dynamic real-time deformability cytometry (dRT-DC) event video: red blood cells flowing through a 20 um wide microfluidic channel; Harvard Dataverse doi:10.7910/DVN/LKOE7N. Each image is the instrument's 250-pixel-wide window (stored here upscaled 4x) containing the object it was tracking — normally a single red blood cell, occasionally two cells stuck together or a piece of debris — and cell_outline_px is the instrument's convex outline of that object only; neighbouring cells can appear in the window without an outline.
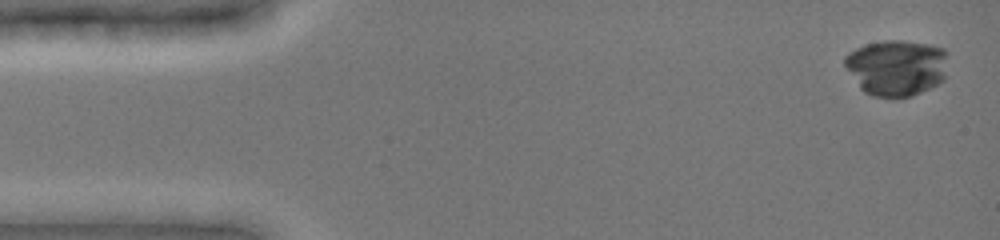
{"species": "common noctule bat (a hibernating species)", "species_latin": "Nyctalus noctula", "temperature_condition": "cold", "stored_images_in_passage": 13, "camera_frame_rate_fps": 3000, "um_per_image_px": 0.085, "animal": {"sex": "female", "body_mass_g": 19.0, "forearm_length_mm": 51.5}, "frame": {"image": 1, "passage_image": 1, "time_ms": 0.0, "image_size_px": [1000, 240], "cell_outline_px": [[948, 52], [944, 80], [912, 96], [872, 96], [864, 92], [860, 88], [844, 64], [844, 56], [848, 52], [856, 48], [868, 44], [884, 40], [900, 40], [928, 44], [944, 48]], "centroid_in_image_um": [76.21, 5.72], "position_along_channel_um": 8.8, "area_um2": 33.64}}
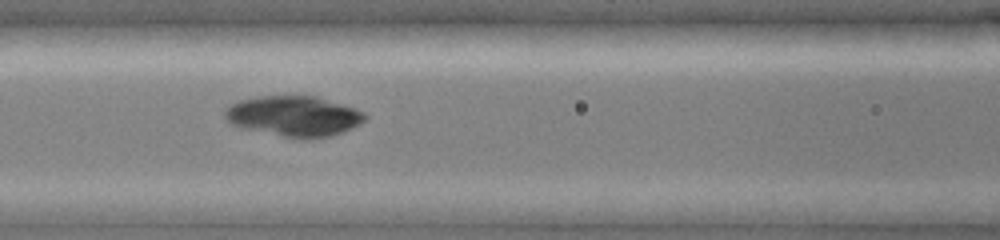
{"frame": {"image": 2, "passage_image": 10, "time_ms": 6.333, "image_size_px": [1000, 240], "cell_outline_px": [[368, 116], [360, 124], [344, 132], [332, 136], [312, 140], [296, 140], [240, 128], [228, 124], [224, 116], [224, 112], [232, 104], [240, 100], [256, 96], [316, 96], [364, 112]], "centroid_in_image_um": [24.95, 9.92], "position_along_channel_um": 141.6, "area_um2": 33.64}}
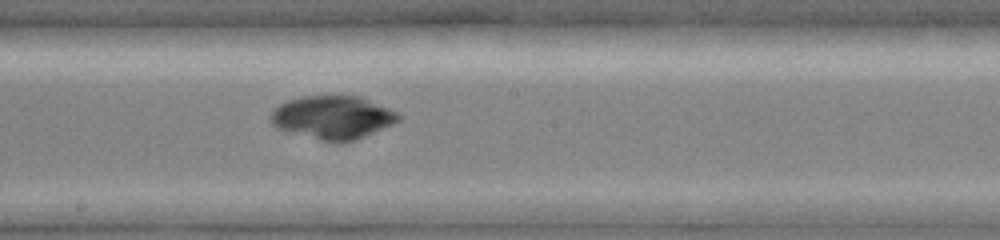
{"frame": {"image": 3, "passage_image": 13, "time_ms": 8.333, "image_size_px": [1000, 240], "cell_outline_px": [[404, 116], [400, 120], [392, 124], [364, 136], [352, 140], [336, 144], [320, 140], [276, 128], [268, 120], [272, 112], [280, 104], [288, 100], [304, 96], [360, 96], [388, 108]], "centroid_in_image_um": [28.27, 9.98], "position_along_channel_um": 219.9, "area_um2": 32.08}}